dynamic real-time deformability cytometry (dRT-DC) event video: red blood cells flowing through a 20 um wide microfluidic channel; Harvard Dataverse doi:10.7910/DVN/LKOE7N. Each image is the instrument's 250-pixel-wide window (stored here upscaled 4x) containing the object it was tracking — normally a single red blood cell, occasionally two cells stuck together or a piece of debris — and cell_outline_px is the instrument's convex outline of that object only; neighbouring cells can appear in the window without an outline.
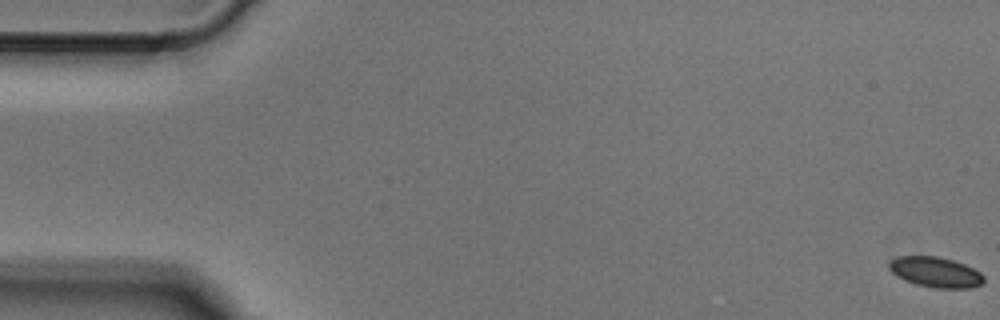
{"species": "Egyptian fruit bat (a non-hibernating species)", "species_latin": "Rousettus aegyptiacus", "temperature_condition": "cold", "stored_images_in_passage": 4, "camera_frame_rate_fps": 3000, "um_per_image_px": 0.085, "animal": {"sex": "male"}, "frame": {"image": 1, "passage_image": 1, "time_ms": 0.0, "image_size_px": [1000, 320], "cell_outline_px": [[984, 280], [980, 284], [972, 288], [936, 288], [916, 284], [904, 280], [896, 276], [888, 268], [888, 264], [896, 256], [936, 256], [952, 260], [964, 264], [980, 272], [984, 276]], "centroid_in_image_um": [79.5, 23.13], "position_along_channel_um": 5.5, "area_um2": 16.7}}